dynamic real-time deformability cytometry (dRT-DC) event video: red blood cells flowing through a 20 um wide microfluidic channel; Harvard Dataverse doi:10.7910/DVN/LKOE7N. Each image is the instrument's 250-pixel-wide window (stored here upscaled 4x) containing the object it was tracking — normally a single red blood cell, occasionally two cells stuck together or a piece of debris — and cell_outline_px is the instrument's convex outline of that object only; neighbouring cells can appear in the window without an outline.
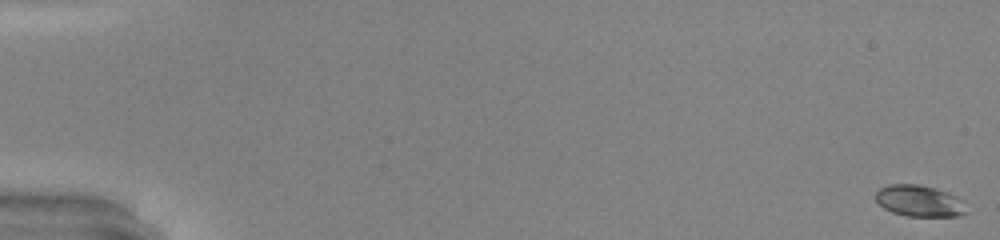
{"species": "common noctule bat (a hibernating species)", "species_latin": "Nyctalus noctula", "temperature_condition": "warm", "stored_images_in_passage": 50, "camera_frame_rate_fps": 3000, "um_per_image_px": 0.085, "animal": {"sex": "male", "body_mass_g": 20.0, "forearm_length_mm": 53.3}, "frame": {"image": 1, "passage_image": 1, "time_ms": 0.0, "image_size_px": [1000, 240], "cell_outline_px": [[968, 212], [960, 216], [908, 216], [892, 212], [884, 208], [876, 200], [876, 192], [880, 188], [888, 184], [916, 184], [932, 188], [956, 196], [964, 200]], "centroid_in_image_um": [78.17, 17.09], "position_along_channel_um": 6.8, "area_um2": 16.53}}
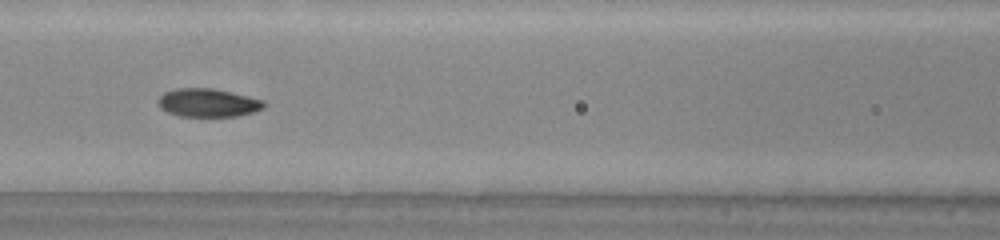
{"frame": {"image": 2, "passage_image": 24, "time_ms": 7.667, "image_size_px": [1000, 240], "cell_outline_px": [[264, 108], [252, 112], [236, 116], [180, 116], [168, 112], [160, 108], [160, 96], [164, 92], [176, 88], [212, 88], [264, 100]], "centroid_in_image_um": [17.67, 8.73], "position_along_channel_um": 148.9, "area_um2": 17.17}}
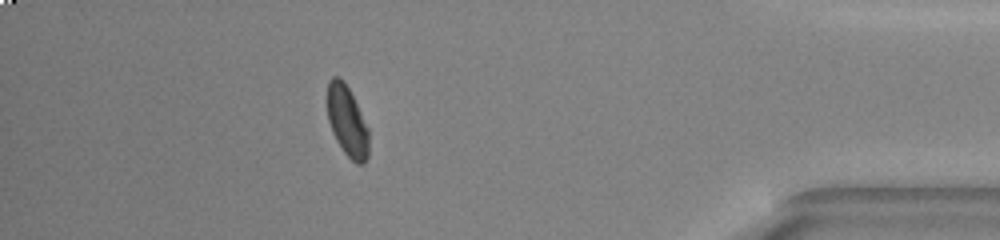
{"frame": {"image": 3, "passage_image": 45, "time_ms": 14.667, "image_size_px": [1000, 240], "cell_outline_px": [[368, 156], [364, 164], [356, 164], [344, 152], [336, 140], [332, 132], [328, 120], [328, 80], [332, 76], [340, 76], [344, 80], [368, 128]], "centroid_in_image_um": [29.5, 10.3], "position_along_channel_um": 405.7, "area_um2": 16.88}, "authors_computed_cell_mechanics": {"area_um2": 17.1666, "velocity_mm_per_s": 4.2521, "shape_relaxation_time_tau1_ms": 6.295, "shape_relaxation_time_tau2_ms": 1.644, "deformation_change_tau1": 0.1956, "deformation_change_tau2": 0.0601}}